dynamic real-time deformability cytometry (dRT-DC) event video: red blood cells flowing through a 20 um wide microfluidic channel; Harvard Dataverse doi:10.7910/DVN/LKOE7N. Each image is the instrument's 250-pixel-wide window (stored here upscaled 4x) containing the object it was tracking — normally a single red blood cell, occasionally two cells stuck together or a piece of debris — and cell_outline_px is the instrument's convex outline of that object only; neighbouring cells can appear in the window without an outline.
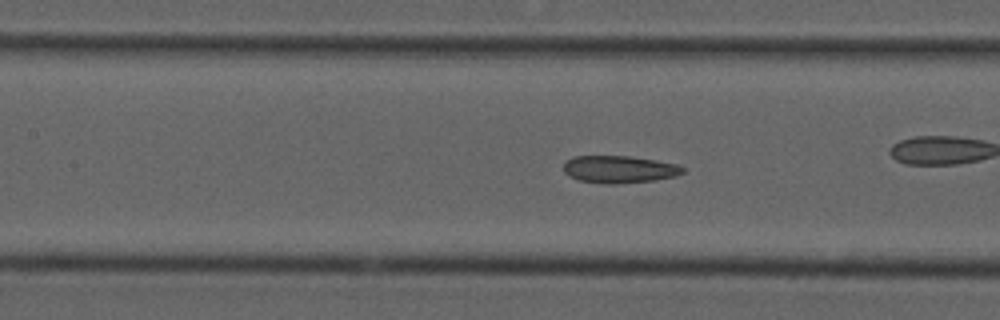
{"species": "common noctule bat (a hibernating species)", "species_latin": "Nyctalus noctula", "temperature_condition": "cold", "stored_images_in_passage": 55, "camera_frame_rate_fps": 3000, "um_per_image_px": 0.085, "animal": {"sex": "male", "forearm_length_mm": 52.5}, "frame": {"image": 1, "passage_image": 24, "time_ms": 7.667, "image_size_px": [1000, 320], "cell_outline_px": [[684, 172], [676, 176], [652, 180], [616, 184], [608, 184], [580, 180], [568, 176], [564, 172], [564, 164], [572, 156], [628, 156], [656, 160], [676, 164], [684, 168]], "centroid_in_image_um": [52.62, 14.39], "position_along_channel_um": 154.8, "area_um2": 18.84}, "authors_computed_cell_mechanics": {"area_um2": 20.9814, "velocity_mm_per_s": 3.741, "shape_relaxation_time_tau1_ms": null, "shape_relaxation_time_tau2_ms": 5.0935, "deformation_change_tau1": null, "deformation_change_tau2": 0.1074}}